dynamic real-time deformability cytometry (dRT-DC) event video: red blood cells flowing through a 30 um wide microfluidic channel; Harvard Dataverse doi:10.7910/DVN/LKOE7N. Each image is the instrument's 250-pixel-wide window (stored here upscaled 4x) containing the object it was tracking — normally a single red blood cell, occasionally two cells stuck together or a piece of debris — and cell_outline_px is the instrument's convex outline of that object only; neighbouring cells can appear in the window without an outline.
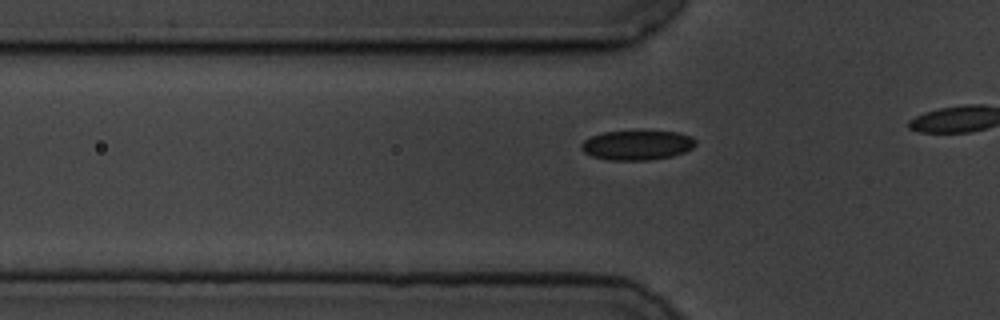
{"species": "common noctule bat (a hibernating species)", "species_latin": "Nyctalus noctula", "temperature_condition": "cold", "stored_images_in_passage": 10, "camera_frame_rate_fps": 3000, "um_per_image_px": 0.085, "animal": {"sex": "male", "body_mass_g": 19.5, "forearm_length_mm": 54.6}, "frame": {"image": 1, "passage_image": 4, "time_ms": 1.0, "image_size_px": [1000, 320], "cell_outline_px": [[696, 144], [692, 148], [684, 152], [672, 156], [648, 160], [608, 160], [592, 156], [584, 152], [580, 148], [580, 144], [584, 140], [592, 136], [604, 132], [676, 132], [692, 136], [696, 140]], "centroid_in_image_um": [54.15, 12.35], "position_along_channel_um": 71.7, "area_um2": 19.54}}
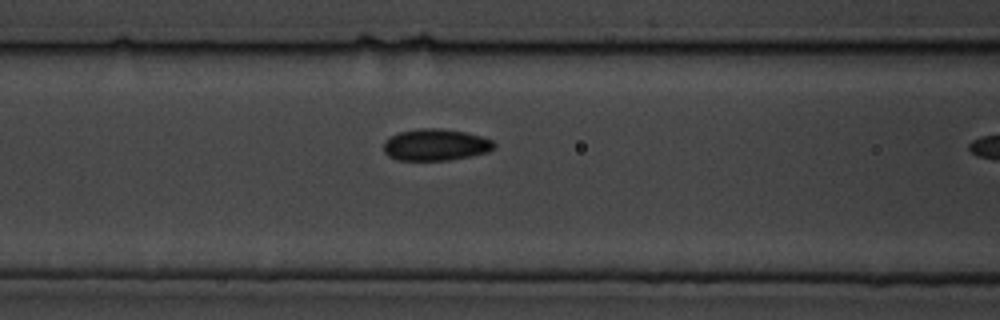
{"frame": {"image": 2, "passage_image": 9, "time_ms": 2.667, "image_size_px": [1000, 320], "cell_outline_px": [[496, 144], [488, 152], [472, 156], [448, 160], [396, 160], [388, 156], [384, 152], [384, 140], [400, 132], [416, 128], [440, 128], [464, 132], [480, 136], [492, 140]], "centroid_in_image_um": [37.01, 12.31], "position_along_channel_um": 129.6, "area_um2": 20.4}}